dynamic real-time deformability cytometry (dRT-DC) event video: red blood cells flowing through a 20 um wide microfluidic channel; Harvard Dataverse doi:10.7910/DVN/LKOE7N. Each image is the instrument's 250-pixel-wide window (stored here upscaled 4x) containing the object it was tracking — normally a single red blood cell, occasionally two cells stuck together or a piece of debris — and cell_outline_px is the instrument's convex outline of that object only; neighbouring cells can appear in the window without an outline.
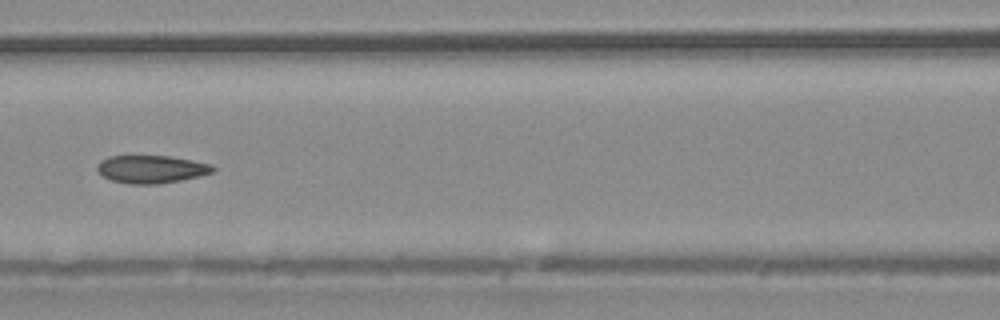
{"species": "common noctule bat (a hibernating species)", "species_latin": "Nyctalus noctula", "temperature_condition": "warm", "stored_images_in_passage": 7, "camera_frame_rate_fps": 3000, "um_per_image_px": 0.085, "animal": {"sex": "male", "body_mass_g": 20.4}, "frame": {"image": 1, "passage_image": 7, "time_ms": 2.0, "image_size_px": [1000, 320], "cell_outline_px": [[216, 168], [212, 172], [200, 176], [160, 184], [128, 184], [112, 180], [104, 176], [96, 168], [96, 164], [100, 160], [108, 156], [168, 156], [192, 160], [212, 164]], "centroid_in_image_um": [12.86, 14.38], "position_along_channel_um": 153.7, "area_um2": 18.79}}